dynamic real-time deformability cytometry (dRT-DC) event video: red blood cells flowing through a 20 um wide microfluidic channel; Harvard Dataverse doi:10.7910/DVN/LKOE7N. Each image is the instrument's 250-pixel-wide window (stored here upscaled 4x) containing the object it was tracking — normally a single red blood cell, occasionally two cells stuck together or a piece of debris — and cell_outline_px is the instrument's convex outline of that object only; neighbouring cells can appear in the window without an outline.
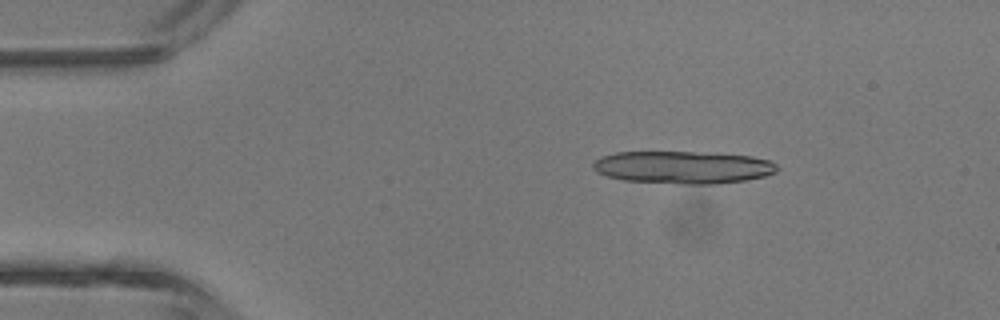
{"species": "common noctule bat (a hibernating species)", "species_latin": "Nyctalus noctula", "temperature_condition": "room temperature", "stored_images_in_passage": 5, "camera_frame_rate_fps": 3000, "um_per_image_px": 0.085, "animal": {"sex": "male", "body_mass_g": 13.3}, "frame": {"image": 1, "passage_image": 2, "time_ms": 1.0, "image_size_px": [1000, 320], "cell_outline_px": [[780, 168], [776, 172], [764, 176], [744, 180], [716, 184], [680, 184], [624, 180], [608, 176], [596, 172], [592, 168], [592, 164], [600, 156], [616, 152], [692, 152], [752, 156], [768, 160], [776, 164]], "centroid_in_image_um": [58.03, 14.22], "position_along_channel_um": 27.0, "area_um2": 34.91}}
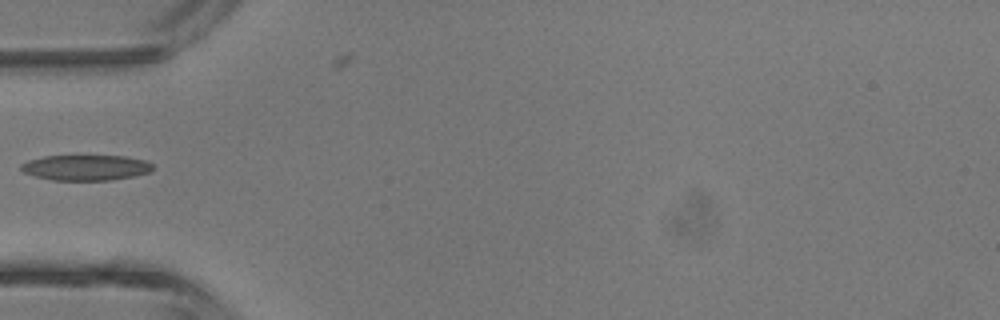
{"frame": {"image": 2, "passage_image": 4, "time_ms": 3.667, "image_size_px": [1000, 320], "cell_outline_px": [[152, 168], [148, 172], [136, 176], [112, 180], [52, 180], [36, 176], [24, 172], [20, 168], [20, 164], [28, 160], [44, 156], [124, 156], [144, 160], [152, 164]], "centroid_in_image_um": [7.28, 14.25], "position_along_channel_um": 77.7, "area_um2": 19.48}}